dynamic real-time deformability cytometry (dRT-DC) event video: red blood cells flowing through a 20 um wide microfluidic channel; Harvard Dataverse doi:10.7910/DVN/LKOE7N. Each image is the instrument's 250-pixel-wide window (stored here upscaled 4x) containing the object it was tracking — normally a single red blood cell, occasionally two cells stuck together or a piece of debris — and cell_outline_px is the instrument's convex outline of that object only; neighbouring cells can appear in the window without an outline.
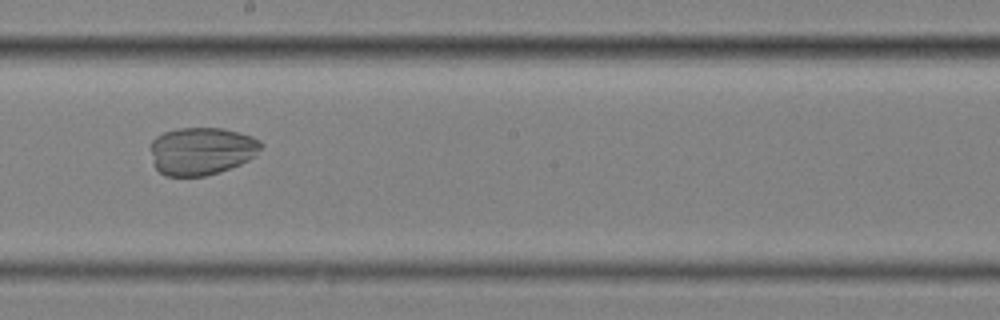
{"species": "common noctule bat (a hibernating species)", "species_latin": "Nyctalus noctula", "temperature_condition": "cold", "stored_images_in_passage": 9, "camera_frame_rate_fps": 3000, "um_per_image_px": 0.085, "animal": {"sex": "female", "body_mass_g": 25.1}, "frame": {"image": 1, "passage_image": 7, "time_ms": 2.0, "image_size_px": [1000, 320], "cell_outline_px": [[264, 144], [256, 156], [240, 164], [220, 172], [204, 176], [164, 176], [156, 168], [152, 152], [152, 140], [156, 136], [164, 132], [176, 128], [224, 128], [252, 136], [260, 140]], "centroid_in_image_um": [17.17, 12.83], "position_along_channel_um": 231.0, "area_um2": 30.81}}
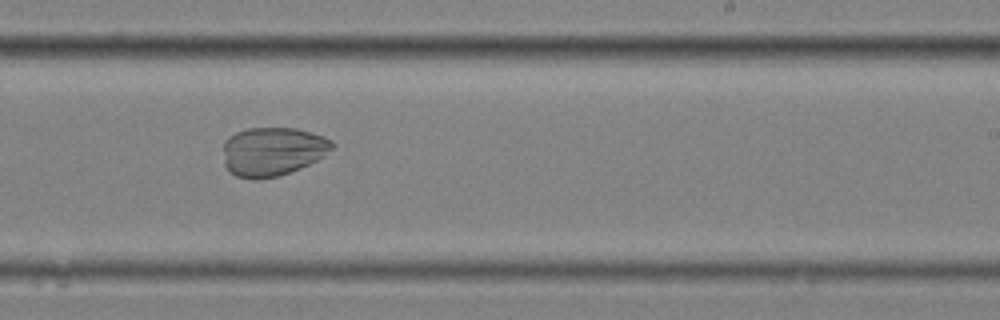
{"frame": {"image": 2, "passage_image": 8, "time_ms": 2.333, "image_size_px": [1000, 320], "cell_outline_px": [[336, 144], [324, 156], [300, 168], [280, 176], [256, 180], [252, 180], [236, 176], [224, 164], [224, 140], [236, 132], [248, 128], [296, 128], [312, 132], [324, 136], [332, 140]], "centroid_in_image_um": [23.18, 12.87], "position_along_channel_um": 265.8, "area_um2": 31.15}}
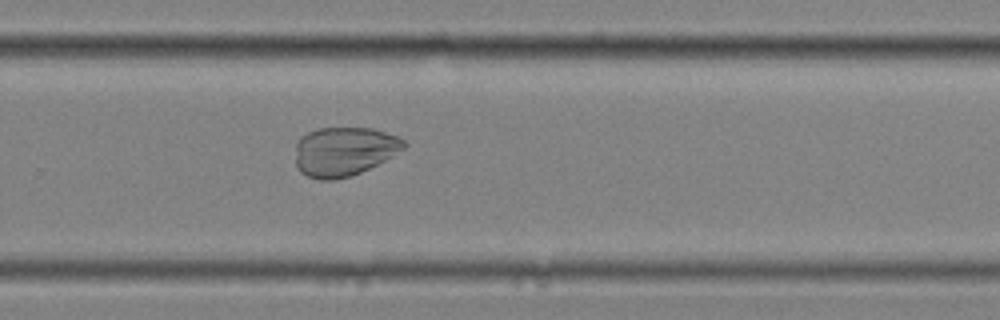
{"frame": {"image": 3, "passage_image": 9, "time_ms": 2.667, "image_size_px": [1000, 320], "cell_outline_px": [[408, 144], [404, 148], [392, 156], [360, 172], [336, 180], [320, 180], [308, 176], [300, 172], [296, 164], [296, 144], [308, 132], [316, 128], [372, 128], [396, 136], [404, 140]], "centroid_in_image_um": [29.24, 12.87], "position_along_channel_um": 300.6, "area_um2": 30.75}}